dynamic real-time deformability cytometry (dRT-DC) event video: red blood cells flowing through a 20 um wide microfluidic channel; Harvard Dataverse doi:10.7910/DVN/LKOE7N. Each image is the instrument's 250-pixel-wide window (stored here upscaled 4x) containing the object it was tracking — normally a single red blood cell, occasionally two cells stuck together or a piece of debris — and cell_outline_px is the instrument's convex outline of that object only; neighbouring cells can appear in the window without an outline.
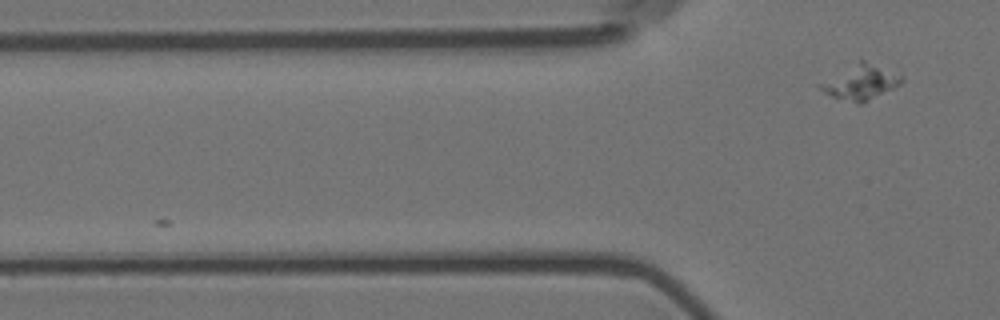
{"species": "Egyptian fruit bat (a non-hibernating species)", "species_latin": "Rousettus aegyptiacus", "temperature_condition": "room temperature", "stored_images_in_passage": 2, "camera_frame_rate_fps": 3000, "um_per_image_px": 0.085, "animal": {"sex": "female"}, "frame": {"image": 1, "passage_image": 2, "time_ms": 0.333, "image_size_px": [1000, 320], "cell_outline_px": [[904, 80], [900, 84], [860, 104], [856, 104], [832, 96], [824, 92], [816, 84], [860, 56], [904, 76]], "centroid_in_image_um": [73.12, 6.91], "position_along_channel_um": 52.7, "area_um2": 17.17}}